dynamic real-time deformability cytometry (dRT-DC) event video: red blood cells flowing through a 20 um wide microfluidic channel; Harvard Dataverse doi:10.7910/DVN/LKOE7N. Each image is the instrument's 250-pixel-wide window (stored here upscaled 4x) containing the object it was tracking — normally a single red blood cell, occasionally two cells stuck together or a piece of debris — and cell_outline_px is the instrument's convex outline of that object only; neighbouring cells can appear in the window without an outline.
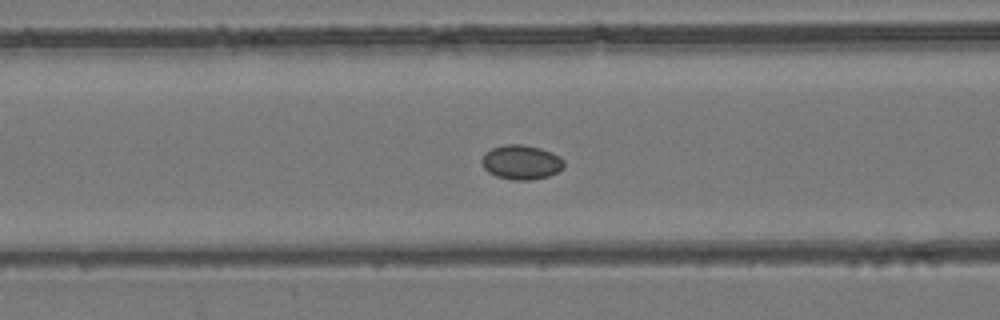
{"species": "common noctule bat (a hibernating species)", "species_latin": "Nyctalus noctula", "temperature_condition": "room temperature", "stored_images_in_passage": 33, "camera_frame_rate_fps": 3000, "um_per_image_px": 0.085, "animal": {"sex": "female", "body_mass_g": 24.6, "forearm_length_mm": 56.2}, "frame": {"image": 1, "passage_image": 12, "time_ms": 3.667, "image_size_px": [1000, 320], "cell_outline_px": [[564, 168], [548, 176], [532, 180], [512, 180], [496, 176], [488, 172], [484, 168], [480, 160], [484, 152], [492, 148], [504, 144], [524, 144], [540, 148], [552, 152], [560, 156], [564, 160]], "centroid_in_image_um": [44.3, 13.78], "position_along_channel_um": 122.3, "area_um2": 16.76}}
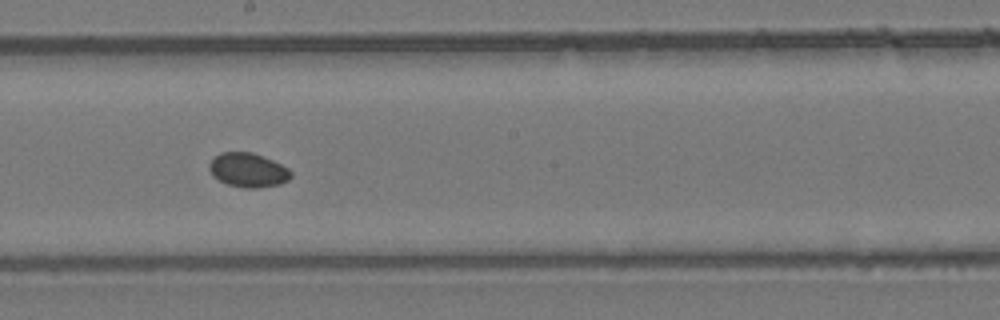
{"frame": {"image": 2, "passage_image": 20, "time_ms": 6.333, "image_size_px": [1000, 320], "cell_outline_px": [[292, 176], [288, 180], [280, 184], [256, 188], [244, 188], [228, 184], [212, 176], [208, 168], [208, 164], [220, 152], [252, 152], [272, 160], [288, 168], [292, 172]], "centroid_in_image_um": [21.08, 14.46], "position_along_channel_um": 227.1, "area_um2": 16.24}}
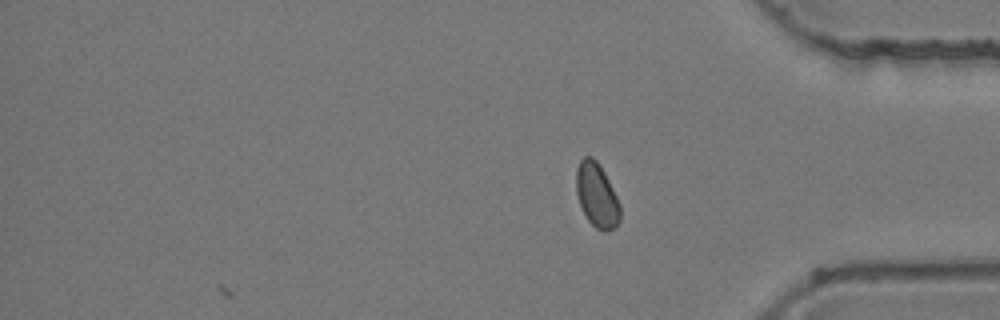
{"frame": {"image": 3, "passage_image": 33, "time_ms": 10.667, "image_size_px": [1000, 320], "cell_outline_px": [[620, 220], [612, 228], [604, 232], [596, 228], [588, 220], [580, 204], [576, 192], [576, 168], [580, 160], [584, 156], [592, 156], [600, 164], [620, 204]], "centroid_in_image_um": [50.71, 16.56], "position_along_channel_um": 384.5, "area_um2": 16.3}}